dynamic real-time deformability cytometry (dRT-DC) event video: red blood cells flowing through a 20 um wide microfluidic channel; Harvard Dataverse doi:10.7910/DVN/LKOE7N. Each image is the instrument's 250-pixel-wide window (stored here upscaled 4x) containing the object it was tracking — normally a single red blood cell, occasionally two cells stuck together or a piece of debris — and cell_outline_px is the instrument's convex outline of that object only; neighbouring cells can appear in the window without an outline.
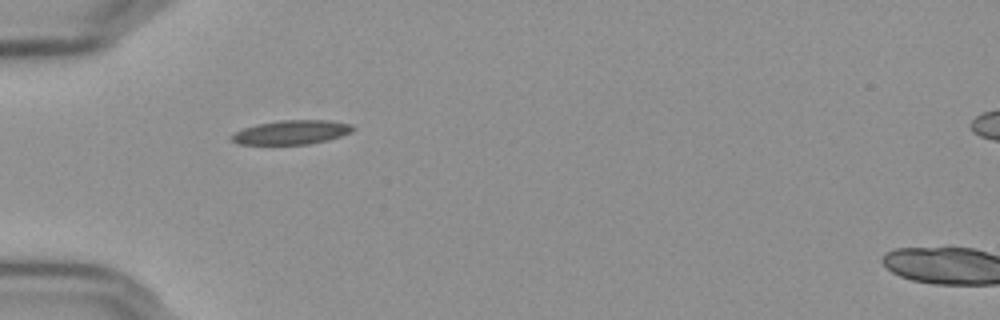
{"species": "Egyptian fruit bat (a non-hibernating species)", "species_latin": "Rousettus aegyptiacus", "temperature_condition": "cold", "stored_images_in_passage": 39, "camera_frame_rate_fps": 3000, "um_per_image_px": 0.085, "frame": {"image": 1, "passage_image": 1, "time_ms": 0.0, "image_size_px": [1000, 320], "cell_outline_px": [[356, 128], [352, 132], [328, 140], [308, 144], [240, 144], [232, 140], [228, 136], [244, 128], [256, 124], [280, 120], [328, 120], [352, 124]], "centroid_in_image_um": [24.8, 11.24], "position_along_channel_um": 60.2, "area_um2": 17.05}}
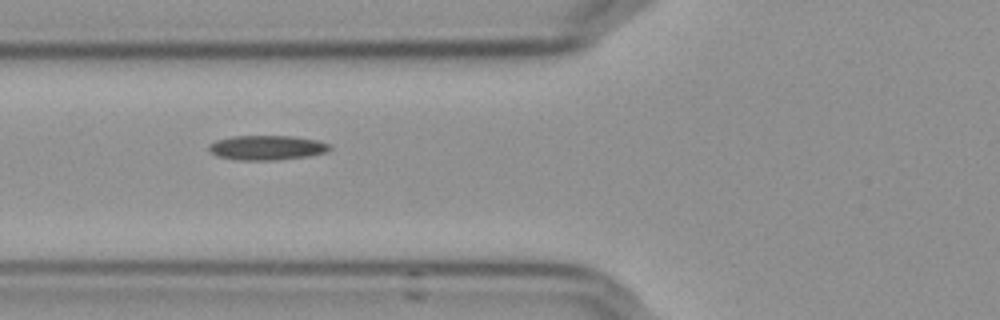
{"frame": {"image": 2, "passage_image": 5, "time_ms": 1.333, "image_size_px": [1000, 320], "cell_outline_px": [[332, 148], [328, 152], [308, 156], [272, 160], [240, 160], [216, 156], [208, 148], [208, 144], [216, 140], [232, 136], [292, 136], [320, 140], [328, 144]], "centroid_in_image_um": [22.7, 12.54], "position_along_channel_um": 103.1, "area_um2": 17.4}}
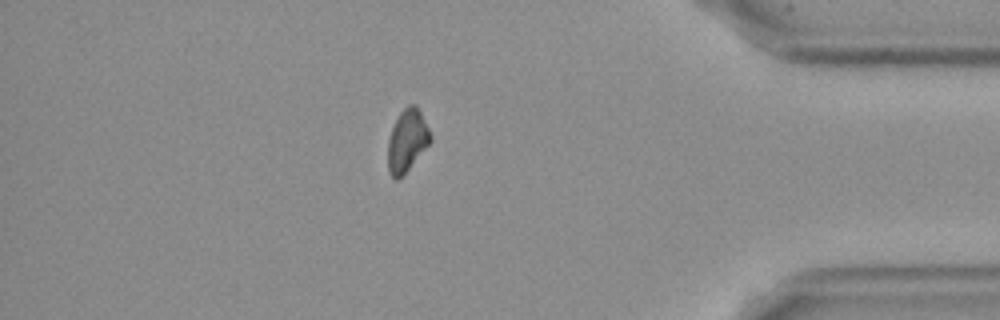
{"frame": {"image": 3, "passage_image": 32, "time_ms": 10.333, "image_size_px": [1000, 320], "cell_outline_px": [[432, 140], [408, 168], [396, 180], [388, 172], [388, 140], [392, 128], [400, 112], [408, 104], [416, 104], [432, 136]], "centroid_in_image_um": [34.59, 11.92], "position_along_channel_um": 400.6, "area_um2": 15.03}}